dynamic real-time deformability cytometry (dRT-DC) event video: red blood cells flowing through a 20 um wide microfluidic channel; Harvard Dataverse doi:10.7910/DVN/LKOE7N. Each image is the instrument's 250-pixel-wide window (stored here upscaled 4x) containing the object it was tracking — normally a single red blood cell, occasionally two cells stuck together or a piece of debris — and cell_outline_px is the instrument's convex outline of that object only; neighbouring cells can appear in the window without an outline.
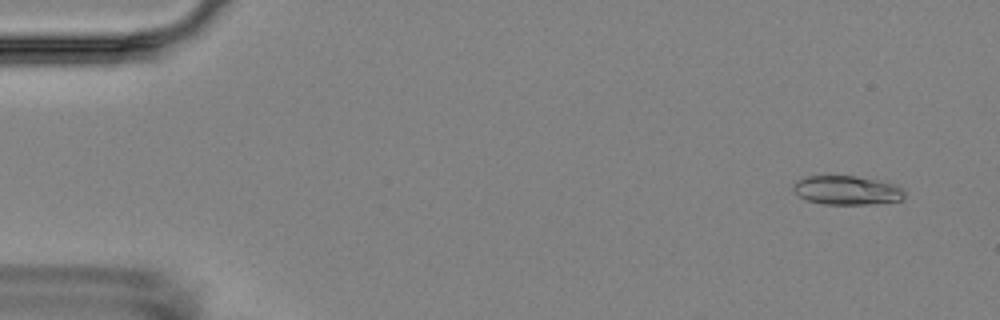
{"species": "Egyptian fruit bat (a non-hibernating species)", "species_latin": "Rousettus aegyptiacus", "temperature_condition": "room temperature", "stored_images_in_passage": 4, "camera_frame_rate_fps": 3000, "um_per_image_px": 0.085, "animal": {"sex": "female"}, "frame": {"image": 1, "passage_image": 1, "time_ms": 0.0, "image_size_px": [1000, 320], "cell_outline_px": [[904, 200], [868, 204], [824, 204], [808, 200], [800, 196], [792, 188], [792, 184], [796, 180], [804, 176], [856, 176], [876, 180], [892, 184], [900, 188], [904, 192]], "centroid_in_image_um": [71.95, 16.17], "position_along_channel_um": 13.1, "area_um2": 18.61}}